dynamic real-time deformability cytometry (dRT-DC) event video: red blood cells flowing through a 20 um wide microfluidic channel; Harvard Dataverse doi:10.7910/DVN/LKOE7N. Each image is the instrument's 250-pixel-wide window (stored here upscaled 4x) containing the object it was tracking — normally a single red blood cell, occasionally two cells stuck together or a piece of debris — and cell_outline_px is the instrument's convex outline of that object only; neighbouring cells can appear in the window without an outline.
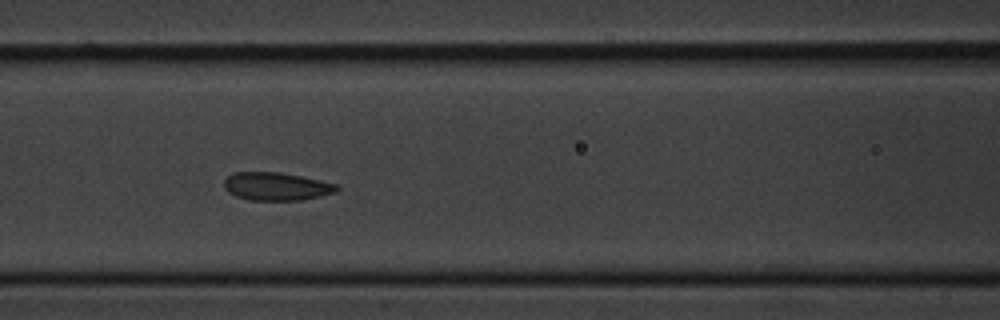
{"species": "common noctule bat (a hibernating species)", "species_latin": "Nyctalus noctula", "temperature_condition": "cold", "stored_images_in_passage": 6, "camera_frame_rate_fps": 3000, "um_per_image_px": 0.085, "animal": {"sex": "male", "body_mass_g": 20.1, "forearm_length_mm": 53.5}, "frame": {"image": 1, "passage_image": 4, "time_ms": 4.333, "image_size_px": [1000, 320], "cell_outline_px": [[340, 188], [336, 192], [320, 196], [300, 200], [248, 200], [236, 196], [228, 192], [224, 188], [224, 180], [228, 176], [236, 172], [280, 172], [320, 180], [336, 184]], "centroid_in_image_um": [23.48, 15.84], "position_along_channel_um": 143.1, "area_um2": 18.38}}
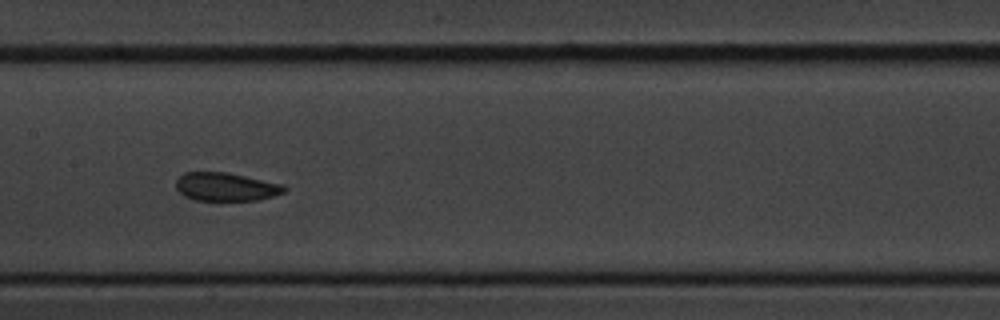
{"frame": {"image": 2, "passage_image": 5, "time_ms": 5.667, "image_size_px": [1000, 320], "cell_outline_px": [[288, 188], [284, 192], [272, 196], [256, 200], [192, 200], [184, 196], [176, 188], [176, 180], [184, 172], [228, 172], [284, 184]], "centroid_in_image_um": [19.21, 15.87], "position_along_channel_um": 188.2, "area_um2": 17.98}}
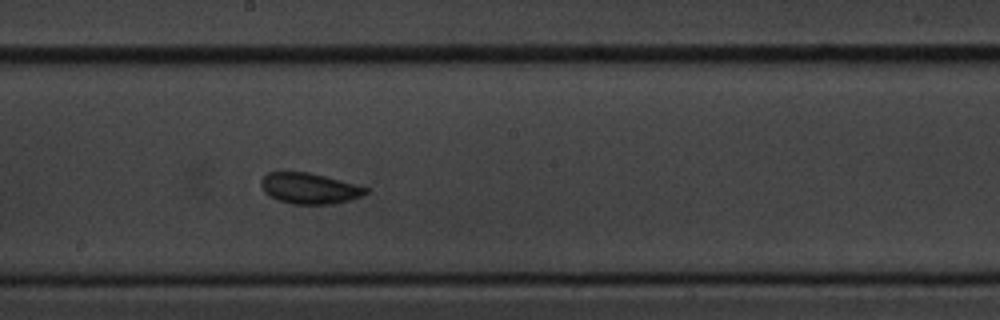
{"frame": {"image": 3, "passage_image": 6, "time_ms": 6.667, "image_size_px": [1000, 320], "cell_outline_px": [[368, 192], [360, 196], [348, 200], [332, 204], [292, 204], [268, 196], [264, 192], [260, 184], [260, 180], [268, 172], [308, 172], [340, 180], [368, 188]], "centroid_in_image_um": [26.25, 16.01], "position_along_channel_um": 221.9, "area_um2": 18.61}}